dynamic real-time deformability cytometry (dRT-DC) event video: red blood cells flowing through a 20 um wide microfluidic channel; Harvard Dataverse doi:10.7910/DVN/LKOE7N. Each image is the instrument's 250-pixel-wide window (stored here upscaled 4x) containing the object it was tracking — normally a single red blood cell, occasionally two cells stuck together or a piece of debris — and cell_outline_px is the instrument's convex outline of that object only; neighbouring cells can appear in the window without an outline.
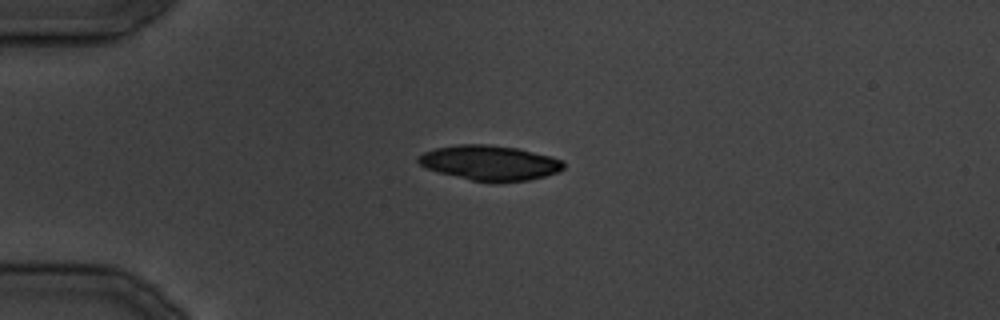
{"species": "common noctule bat (a hibernating species)", "species_latin": "Nyctalus noctula", "temperature_condition": "cold", "stored_images_in_passage": 27, "camera_frame_rate_fps": 3000, "um_per_image_px": 0.085, "animal": {"sex": "male", "body_mass_g": 19.5, "forearm_length_mm": 54.6}, "frame": {"image": 1, "passage_image": 1, "time_ms": 0.0, "image_size_px": [1000, 320], "cell_outline_px": [[564, 168], [560, 172], [528, 180], [496, 184], [472, 180], [440, 172], [428, 168], [420, 164], [416, 160], [416, 156], [424, 152], [436, 148], [456, 144], [488, 144], [516, 148], [552, 156], [564, 160]], "centroid_in_image_um": [41.67, 13.85], "position_along_channel_um": 43.3, "area_um2": 29.88}}
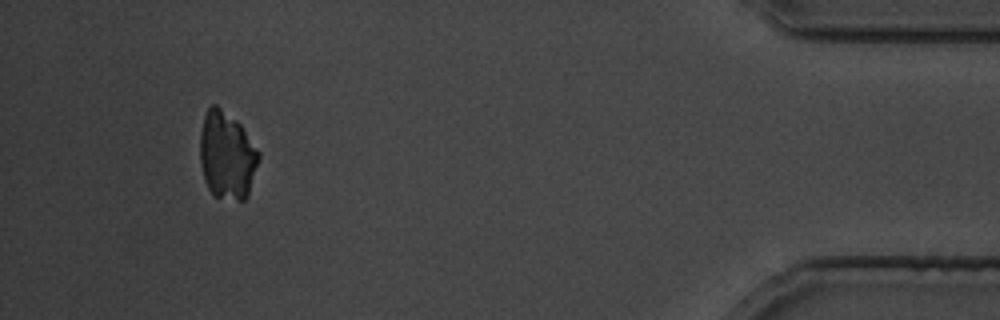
{"frame": {"image": 2, "passage_image": 25, "time_ms": 29.0, "image_size_px": [1000, 320], "cell_outline_px": [[260, 156], [248, 196], [244, 200], [236, 200], [212, 196], [204, 180], [200, 164], [200, 132], [204, 116], [208, 108], [212, 104], [216, 104], [236, 120], [240, 124], [260, 152]], "centroid_in_image_um": [19.28, 13.22], "position_along_channel_um": 415.9, "area_um2": 30.17}}